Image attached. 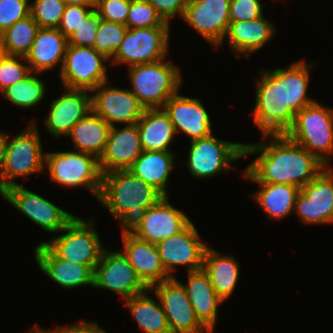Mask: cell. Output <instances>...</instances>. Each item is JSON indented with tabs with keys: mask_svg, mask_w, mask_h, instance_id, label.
<instances>
[{
	"mask_svg": "<svg viewBox=\"0 0 333 333\" xmlns=\"http://www.w3.org/2000/svg\"><path fill=\"white\" fill-rule=\"evenodd\" d=\"M311 66L300 60L287 68L261 70L251 115L262 135L286 134L295 114L317 101L307 96Z\"/></svg>",
	"mask_w": 333,
	"mask_h": 333,
	"instance_id": "1",
	"label": "cell"
},
{
	"mask_svg": "<svg viewBox=\"0 0 333 333\" xmlns=\"http://www.w3.org/2000/svg\"><path fill=\"white\" fill-rule=\"evenodd\" d=\"M264 137L269 141L244 143V157L259 153L244 170V177L254 183L294 185L301 189L327 167L285 134Z\"/></svg>",
	"mask_w": 333,
	"mask_h": 333,
	"instance_id": "2",
	"label": "cell"
},
{
	"mask_svg": "<svg viewBox=\"0 0 333 333\" xmlns=\"http://www.w3.org/2000/svg\"><path fill=\"white\" fill-rule=\"evenodd\" d=\"M163 195L129 170H116L102 176L98 201L126 229L141 213L155 205Z\"/></svg>",
	"mask_w": 333,
	"mask_h": 333,
	"instance_id": "3",
	"label": "cell"
},
{
	"mask_svg": "<svg viewBox=\"0 0 333 333\" xmlns=\"http://www.w3.org/2000/svg\"><path fill=\"white\" fill-rule=\"evenodd\" d=\"M165 59L128 67L129 90L145 109L162 108L183 82L179 67Z\"/></svg>",
	"mask_w": 333,
	"mask_h": 333,
	"instance_id": "4",
	"label": "cell"
},
{
	"mask_svg": "<svg viewBox=\"0 0 333 333\" xmlns=\"http://www.w3.org/2000/svg\"><path fill=\"white\" fill-rule=\"evenodd\" d=\"M285 135L329 167L333 154V109L318 101L305 106L295 114Z\"/></svg>",
	"mask_w": 333,
	"mask_h": 333,
	"instance_id": "5",
	"label": "cell"
},
{
	"mask_svg": "<svg viewBox=\"0 0 333 333\" xmlns=\"http://www.w3.org/2000/svg\"><path fill=\"white\" fill-rule=\"evenodd\" d=\"M44 168L49 169L53 182L65 187L88 188L98 200L103 174L94 155L80 151L46 152Z\"/></svg>",
	"mask_w": 333,
	"mask_h": 333,
	"instance_id": "6",
	"label": "cell"
},
{
	"mask_svg": "<svg viewBox=\"0 0 333 333\" xmlns=\"http://www.w3.org/2000/svg\"><path fill=\"white\" fill-rule=\"evenodd\" d=\"M45 153L42 150L40 135L33 121L24 131L8 140L3 167L0 172V194L7 188L17 185L19 176L44 173Z\"/></svg>",
	"mask_w": 333,
	"mask_h": 333,
	"instance_id": "7",
	"label": "cell"
},
{
	"mask_svg": "<svg viewBox=\"0 0 333 333\" xmlns=\"http://www.w3.org/2000/svg\"><path fill=\"white\" fill-rule=\"evenodd\" d=\"M94 222L75 216L60 231L63 234L45 243L61 259L86 265L94 272L104 250Z\"/></svg>",
	"mask_w": 333,
	"mask_h": 333,
	"instance_id": "8",
	"label": "cell"
},
{
	"mask_svg": "<svg viewBox=\"0 0 333 333\" xmlns=\"http://www.w3.org/2000/svg\"><path fill=\"white\" fill-rule=\"evenodd\" d=\"M188 171L194 178L204 179L231 170L232 162L244 157V143L223 141L212 133L190 142Z\"/></svg>",
	"mask_w": 333,
	"mask_h": 333,
	"instance_id": "9",
	"label": "cell"
},
{
	"mask_svg": "<svg viewBox=\"0 0 333 333\" xmlns=\"http://www.w3.org/2000/svg\"><path fill=\"white\" fill-rule=\"evenodd\" d=\"M170 26L127 29L111 64H126L128 67L154 63L167 56Z\"/></svg>",
	"mask_w": 333,
	"mask_h": 333,
	"instance_id": "10",
	"label": "cell"
},
{
	"mask_svg": "<svg viewBox=\"0 0 333 333\" xmlns=\"http://www.w3.org/2000/svg\"><path fill=\"white\" fill-rule=\"evenodd\" d=\"M108 61L94 48L68 45L59 79L64 88L92 91L108 81Z\"/></svg>",
	"mask_w": 333,
	"mask_h": 333,
	"instance_id": "11",
	"label": "cell"
},
{
	"mask_svg": "<svg viewBox=\"0 0 333 333\" xmlns=\"http://www.w3.org/2000/svg\"><path fill=\"white\" fill-rule=\"evenodd\" d=\"M191 220L172 206L167 196L141 213L126 229L136 238L158 244L165 238L182 231Z\"/></svg>",
	"mask_w": 333,
	"mask_h": 333,
	"instance_id": "12",
	"label": "cell"
},
{
	"mask_svg": "<svg viewBox=\"0 0 333 333\" xmlns=\"http://www.w3.org/2000/svg\"><path fill=\"white\" fill-rule=\"evenodd\" d=\"M0 195L48 233L60 232L75 217L20 184L7 188Z\"/></svg>",
	"mask_w": 333,
	"mask_h": 333,
	"instance_id": "13",
	"label": "cell"
},
{
	"mask_svg": "<svg viewBox=\"0 0 333 333\" xmlns=\"http://www.w3.org/2000/svg\"><path fill=\"white\" fill-rule=\"evenodd\" d=\"M93 287L120 294L125 300L149 290L123 252L105 248L94 269Z\"/></svg>",
	"mask_w": 333,
	"mask_h": 333,
	"instance_id": "14",
	"label": "cell"
},
{
	"mask_svg": "<svg viewBox=\"0 0 333 333\" xmlns=\"http://www.w3.org/2000/svg\"><path fill=\"white\" fill-rule=\"evenodd\" d=\"M171 333H210L197 319L182 283L176 277L154 284Z\"/></svg>",
	"mask_w": 333,
	"mask_h": 333,
	"instance_id": "15",
	"label": "cell"
},
{
	"mask_svg": "<svg viewBox=\"0 0 333 333\" xmlns=\"http://www.w3.org/2000/svg\"><path fill=\"white\" fill-rule=\"evenodd\" d=\"M192 221L180 232L165 238L157 245L166 272L175 277L176 267L187 266V271L203 269L204 253L208 245L201 239Z\"/></svg>",
	"mask_w": 333,
	"mask_h": 333,
	"instance_id": "16",
	"label": "cell"
},
{
	"mask_svg": "<svg viewBox=\"0 0 333 333\" xmlns=\"http://www.w3.org/2000/svg\"><path fill=\"white\" fill-rule=\"evenodd\" d=\"M294 211L305 224H333V170L330 167L301 188Z\"/></svg>",
	"mask_w": 333,
	"mask_h": 333,
	"instance_id": "17",
	"label": "cell"
},
{
	"mask_svg": "<svg viewBox=\"0 0 333 333\" xmlns=\"http://www.w3.org/2000/svg\"><path fill=\"white\" fill-rule=\"evenodd\" d=\"M91 92L92 111L111 127L116 123L136 124L145 111V107L129 89L108 86V81Z\"/></svg>",
	"mask_w": 333,
	"mask_h": 333,
	"instance_id": "18",
	"label": "cell"
},
{
	"mask_svg": "<svg viewBox=\"0 0 333 333\" xmlns=\"http://www.w3.org/2000/svg\"><path fill=\"white\" fill-rule=\"evenodd\" d=\"M231 0H189L182 19L210 45L218 48L230 24Z\"/></svg>",
	"mask_w": 333,
	"mask_h": 333,
	"instance_id": "19",
	"label": "cell"
},
{
	"mask_svg": "<svg viewBox=\"0 0 333 333\" xmlns=\"http://www.w3.org/2000/svg\"><path fill=\"white\" fill-rule=\"evenodd\" d=\"M64 89V94L50 103L49 114L43 121L46 130L57 139L68 136L72 127L92 111L91 91Z\"/></svg>",
	"mask_w": 333,
	"mask_h": 333,
	"instance_id": "20",
	"label": "cell"
},
{
	"mask_svg": "<svg viewBox=\"0 0 333 333\" xmlns=\"http://www.w3.org/2000/svg\"><path fill=\"white\" fill-rule=\"evenodd\" d=\"M162 108L169 115L176 134L182 131L193 141L212 133L210 115L200 99L177 93Z\"/></svg>",
	"mask_w": 333,
	"mask_h": 333,
	"instance_id": "21",
	"label": "cell"
},
{
	"mask_svg": "<svg viewBox=\"0 0 333 333\" xmlns=\"http://www.w3.org/2000/svg\"><path fill=\"white\" fill-rule=\"evenodd\" d=\"M143 152L137 124L121 129L110 128L103 155L99 159L102 174L116 170H128Z\"/></svg>",
	"mask_w": 333,
	"mask_h": 333,
	"instance_id": "22",
	"label": "cell"
},
{
	"mask_svg": "<svg viewBox=\"0 0 333 333\" xmlns=\"http://www.w3.org/2000/svg\"><path fill=\"white\" fill-rule=\"evenodd\" d=\"M34 252L42 273L63 289L93 286L94 272L88 266L61 259L44 241L39 243Z\"/></svg>",
	"mask_w": 333,
	"mask_h": 333,
	"instance_id": "23",
	"label": "cell"
},
{
	"mask_svg": "<svg viewBox=\"0 0 333 333\" xmlns=\"http://www.w3.org/2000/svg\"><path fill=\"white\" fill-rule=\"evenodd\" d=\"M121 233L123 254L148 288L172 278L161 262L157 245L136 238L127 229H122Z\"/></svg>",
	"mask_w": 333,
	"mask_h": 333,
	"instance_id": "24",
	"label": "cell"
},
{
	"mask_svg": "<svg viewBox=\"0 0 333 333\" xmlns=\"http://www.w3.org/2000/svg\"><path fill=\"white\" fill-rule=\"evenodd\" d=\"M188 283L182 284L199 322L210 332H214L218 306L224 303L214 291L208 274L203 270L187 273Z\"/></svg>",
	"mask_w": 333,
	"mask_h": 333,
	"instance_id": "25",
	"label": "cell"
},
{
	"mask_svg": "<svg viewBox=\"0 0 333 333\" xmlns=\"http://www.w3.org/2000/svg\"><path fill=\"white\" fill-rule=\"evenodd\" d=\"M68 39L59 29L40 28L25 60L34 74L51 70L61 62L63 67Z\"/></svg>",
	"mask_w": 333,
	"mask_h": 333,
	"instance_id": "26",
	"label": "cell"
},
{
	"mask_svg": "<svg viewBox=\"0 0 333 333\" xmlns=\"http://www.w3.org/2000/svg\"><path fill=\"white\" fill-rule=\"evenodd\" d=\"M276 29L264 15L258 19L230 22L225 39L227 37L231 50L236 57L241 54L250 57L251 54L260 50L275 35Z\"/></svg>",
	"mask_w": 333,
	"mask_h": 333,
	"instance_id": "27",
	"label": "cell"
},
{
	"mask_svg": "<svg viewBox=\"0 0 333 333\" xmlns=\"http://www.w3.org/2000/svg\"><path fill=\"white\" fill-rule=\"evenodd\" d=\"M136 124L143 151L171 152L169 146L175 139L176 132L163 108L145 109Z\"/></svg>",
	"mask_w": 333,
	"mask_h": 333,
	"instance_id": "28",
	"label": "cell"
},
{
	"mask_svg": "<svg viewBox=\"0 0 333 333\" xmlns=\"http://www.w3.org/2000/svg\"><path fill=\"white\" fill-rule=\"evenodd\" d=\"M203 270L208 274L217 296L224 302L236 288L240 271L235 258L222 255L207 246L203 258Z\"/></svg>",
	"mask_w": 333,
	"mask_h": 333,
	"instance_id": "29",
	"label": "cell"
},
{
	"mask_svg": "<svg viewBox=\"0 0 333 333\" xmlns=\"http://www.w3.org/2000/svg\"><path fill=\"white\" fill-rule=\"evenodd\" d=\"M174 159L173 152L143 151L128 170L167 196L169 176L175 167Z\"/></svg>",
	"mask_w": 333,
	"mask_h": 333,
	"instance_id": "30",
	"label": "cell"
},
{
	"mask_svg": "<svg viewBox=\"0 0 333 333\" xmlns=\"http://www.w3.org/2000/svg\"><path fill=\"white\" fill-rule=\"evenodd\" d=\"M111 126L93 111L79 120L68 136L75 151L89 153L100 159L103 155Z\"/></svg>",
	"mask_w": 333,
	"mask_h": 333,
	"instance_id": "31",
	"label": "cell"
},
{
	"mask_svg": "<svg viewBox=\"0 0 333 333\" xmlns=\"http://www.w3.org/2000/svg\"><path fill=\"white\" fill-rule=\"evenodd\" d=\"M260 188L252 198L269 218L281 220L294 212L299 187L286 184L257 183Z\"/></svg>",
	"mask_w": 333,
	"mask_h": 333,
	"instance_id": "32",
	"label": "cell"
},
{
	"mask_svg": "<svg viewBox=\"0 0 333 333\" xmlns=\"http://www.w3.org/2000/svg\"><path fill=\"white\" fill-rule=\"evenodd\" d=\"M147 292L126 299L125 306L144 333H171L160 299L156 295L157 302Z\"/></svg>",
	"mask_w": 333,
	"mask_h": 333,
	"instance_id": "33",
	"label": "cell"
},
{
	"mask_svg": "<svg viewBox=\"0 0 333 333\" xmlns=\"http://www.w3.org/2000/svg\"><path fill=\"white\" fill-rule=\"evenodd\" d=\"M39 29L31 15L17 21L0 34V52L26 57Z\"/></svg>",
	"mask_w": 333,
	"mask_h": 333,
	"instance_id": "34",
	"label": "cell"
},
{
	"mask_svg": "<svg viewBox=\"0 0 333 333\" xmlns=\"http://www.w3.org/2000/svg\"><path fill=\"white\" fill-rule=\"evenodd\" d=\"M33 72L24 80L9 85L1 92L2 97L19 108H32L45 97V81L34 76Z\"/></svg>",
	"mask_w": 333,
	"mask_h": 333,
	"instance_id": "35",
	"label": "cell"
},
{
	"mask_svg": "<svg viewBox=\"0 0 333 333\" xmlns=\"http://www.w3.org/2000/svg\"><path fill=\"white\" fill-rule=\"evenodd\" d=\"M128 27L100 19L94 49L111 60L121 45Z\"/></svg>",
	"mask_w": 333,
	"mask_h": 333,
	"instance_id": "36",
	"label": "cell"
},
{
	"mask_svg": "<svg viewBox=\"0 0 333 333\" xmlns=\"http://www.w3.org/2000/svg\"><path fill=\"white\" fill-rule=\"evenodd\" d=\"M66 4L62 0H34L30 15L40 28L58 29Z\"/></svg>",
	"mask_w": 333,
	"mask_h": 333,
	"instance_id": "37",
	"label": "cell"
},
{
	"mask_svg": "<svg viewBox=\"0 0 333 333\" xmlns=\"http://www.w3.org/2000/svg\"><path fill=\"white\" fill-rule=\"evenodd\" d=\"M126 26L128 29L170 26L158 15L148 0H131Z\"/></svg>",
	"mask_w": 333,
	"mask_h": 333,
	"instance_id": "38",
	"label": "cell"
},
{
	"mask_svg": "<svg viewBox=\"0 0 333 333\" xmlns=\"http://www.w3.org/2000/svg\"><path fill=\"white\" fill-rule=\"evenodd\" d=\"M25 57L0 52V93L9 85L24 80L32 71Z\"/></svg>",
	"mask_w": 333,
	"mask_h": 333,
	"instance_id": "39",
	"label": "cell"
},
{
	"mask_svg": "<svg viewBox=\"0 0 333 333\" xmlns=\"http://www.w3.org/2000/svg\"><path fill=\"white\" fill-rule=\"evenodd\" d=\"M100 19L94 9L67 38L68 45L93 48Z\"/></svg>",
	"mask_w": 333,
	"mask_h": 333,
	"instance_id": "40",
	"label": "cell"
},
{
	"mask_svg": "<svg viewBox=\"0 0 333 333\" xmlns=\"http://www.w3.org/2000/svg\"><path fill=\"white\" fill-rule=\"evenodd\" d=\"M131 0H98L94 9L102 20L126 25Z\"/></svg>",
	"mask_w": 333,
	"mask_h": 333,
	"instance_id": "41",
	"label": "cell"
},
{
	"mask_svg": "<svg viewBox=\"0 0 333 333\" xmlns=\"http://www.w3.org/2000/svg\"><path fill=\"white\" fill-rule=\"evenodd\" d=\"M29 0H0V34L30 15Z\"/></svg>",
	"mask_w": 333,
	"mask_h": 333,
	"instance_id": "42",
	"label": "cell"
},
{
	"mask_svg": "<svg viewBox=\"0 0 333 333\" xmlns=\"http://www.w3.org/2000/svg\"><path fill=\"white\" fill-rule=\"evenodd\" d=\"M263 7L260 0H231L230 22L258 19L263 16Z\"/></svg>",
	"mask_w": 333,
	"mask_h": 333,
	"instance_id": "43",
	"label": "cell"
},
{
	"mask_svg": "<svg viewBox=\"0 0 333 333\" xmlns=\"http://www.w3.org/2000/svg\"><path fill=\"white\" fill-rule=\"evenodd\" d=\"M93 10L94 6L66 5L58 27L59 31L68 38Z\"/></svg>",
	"mask_w": 333,
	"mask_h": 333,
	"instance_id": "44",
	"label": "cell"
},
{
	"mask_svg": "<svg viewBox=\"0 0 333 333\" xmlns=\"http://www.w3.org/2000/svg\"><path fill=\"white\" fill-rule=\"evenodd\" d=\"M155 8L158 15L166 23L170 24L173 17H183L185 7L189 0H148Z\"/></svg>",
	"mask_w": 333,
	"mask_h": 333,
	"instance_id": "45",
	"label": "cell"
},
{
	"mask_svg": "<svg viewBox=\"0 0 333 333\" xmlns=\"http://www.w3.org/2000/svg\"><path fill=\"white\" fill-rule=\"evenodd\" d=\"M54 333H107L106 330L101 328L96 322H87L81 320L78 324H73L71 326H60L56 329H51Z\"/></svg>",
	"mask_w": 333,
	"mask_h": 333,
	"instance_id": "46",
	"label": "cell"
},
{
	"mask_svg": "<svg viewBox=\"0 0 333 333\" xmlns=\"http://www.w3.org/2000/svg\"><path fill=\"white\" fill-rule=\"evenodd\" d=\"M9 137V134L0 131V172L3 167Z\"/></svg>",
	"mask_w": 333,
	"mask_h": 333,
	"instance_id": "47",
	"label": "cell"
},
{
	"mask_svg": "<svg viewBox=\"0 0 333 333\" xmlns=\"http://www.w3.org/2000/svg\"><path fill=\"white\" fill-rule=\"evenodd\" d=\"M66 5L94 6L91 0H62Z\"/></svg>",
	"mask_w": 333,
	"mask_h": 333,
	"instance_id": "48",
	"label": "cell"
},
{
	"mask_svg": "<svg viewBox=\"0 0 333 333\" xmlns=\"http://www.w3.org/2000/svg\"><path fill=\"white\" fill-rule=\"evenodd\" d=\"M27 333H54L52 330H45V329H42L41 327H33L31 329V331H28Z\"/></svg>",
	"mask_w": 333,
	"mask_h": 333,
	"instance_id": "49",
	"label": "cell"
},
{
	"mask_svg": "<svg viewBox=\"0 0 333 333\" xmlns=\"http://www.w3.org/2000/svg\"><path fill=\"white\" fill-rule=\"evenodd\" d=\"M94 4L98 1V0H91Z\"/></svg>",
	"mask_w": 333,
	"mask_h": 333,
	"instance_id": "50",
	"label": "cell"
}]
</instances>
